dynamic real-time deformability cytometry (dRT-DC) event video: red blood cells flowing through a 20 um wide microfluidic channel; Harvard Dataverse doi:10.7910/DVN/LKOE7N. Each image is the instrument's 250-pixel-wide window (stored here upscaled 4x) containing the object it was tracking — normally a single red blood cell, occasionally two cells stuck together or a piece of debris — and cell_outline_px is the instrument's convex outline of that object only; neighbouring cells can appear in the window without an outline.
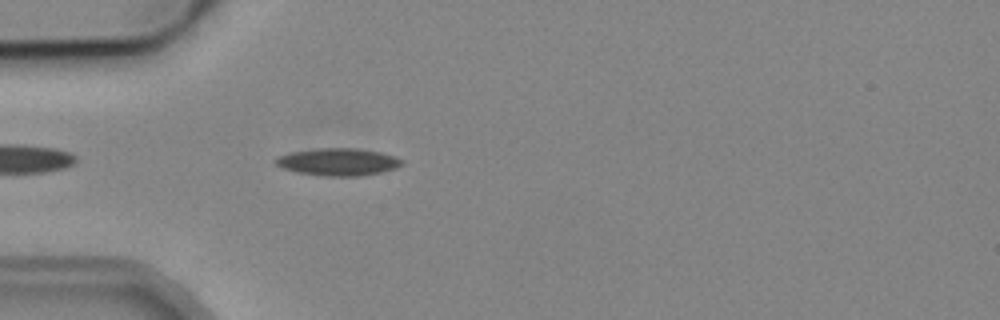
{"species": "common noctule bat (a hibernating species)", "species_latin": "Nyctalus noctula", "temperature_condition": "cold", "stored_images_in_passage": 2, "camera_frame_rate_fps": 3000, "um_per_image_px": 0.085, "animal": {"sex": "male", "body_mass_g": 19.2, "forearm_length_mm": 51.8}, "frame": {"image": 1, "passage_image": 2, "time_ms": 1.0, "image_size_px": [1000, 320], "cell_outline_px": [[404, 164], [396, 168], [380, 172], [356, 176], [328, 176], [296, 172], [284, 168], [276, 164], [272, 160], [276, 156], [292, 152], [320, 148], [356, 148], [380, 152], [404, 160]], "centroid_in_image_um": [28.72, 13.75], "position_along_channel_um": 56.3, "area_um2": 20.0}}